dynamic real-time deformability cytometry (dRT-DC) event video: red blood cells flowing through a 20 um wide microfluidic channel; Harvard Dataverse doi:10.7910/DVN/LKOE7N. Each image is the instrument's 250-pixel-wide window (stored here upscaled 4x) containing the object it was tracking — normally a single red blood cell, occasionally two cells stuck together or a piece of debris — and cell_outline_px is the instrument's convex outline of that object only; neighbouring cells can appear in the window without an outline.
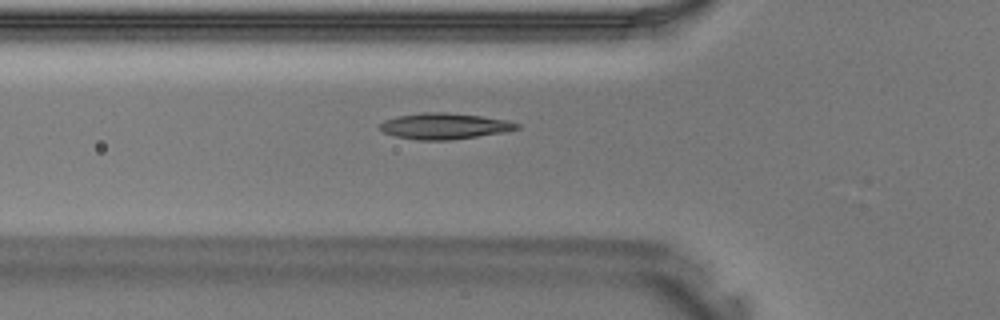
{"species": "Egyptian fruit bat (a non-hibernating species)", "species_latin": "Rousettus aegyptiacus", "temperature_condition": "warm", "stored_images_in_passage": 28, "camera_frame_rate_fps": 3000, "um_per_image_px": 0.085, "animal": {"sex": "male"}, "frame": {"image": 1, "passage_image": 4, "time_ms": 1.0, "image_size_px": [1000, 320], "cell_outline_px": [[520, 128], [504, 132], [448, 140], [416, 140], [396, 136], [384, 132], [380, 128], [380, 124], [384, 120], [396, 116], [420, 112], [448, 112], [480, 116], [508, 120], [520, 124]], "centroid_in_image_um": [37.77, 10.71], "position_along_channel_um": 88.0, "area_um2": 20.75}}
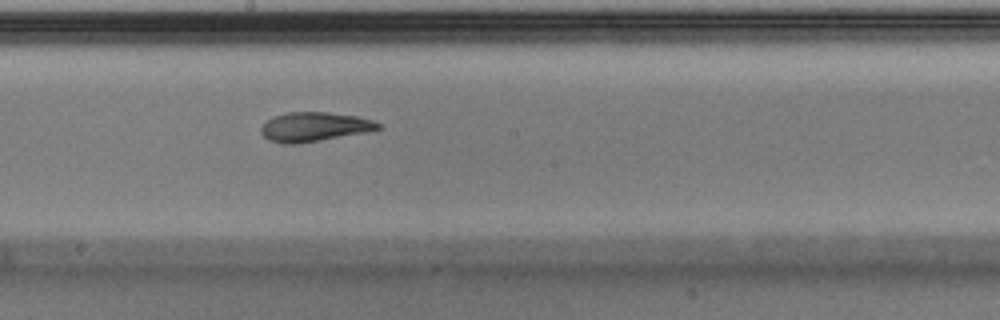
{"frame": {"image": 2, "passage_image": 12, "time_ms": 3.667, "image_size_px": [1000, 320], "cell_outline_px": [[380, 128], [368, 132], [296, 144], [284, 144], [268, 140], [260, 132], [260, 128], [268, 120], [276, 116], [288, 112], [328, 112], [356, 116], [372, 120], [380, 124]], "centroid_in_image_um": [26.71, 10.79], "position_along_channel_um": 221.5, "area_um2": 19.83}}
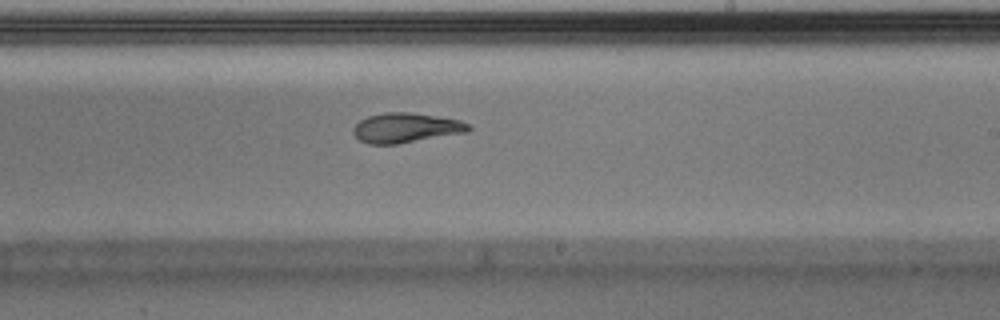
{"frame": {"image": 3, "passage_image": 14, "time_ms": 4.333, "image_size_px": [1000, 320], "cell_outline_px": [[472, 128], [468, 132], [396, 144], [368, 144], [360, 140], [352, 132], [352, 128], [360, 120], [368, 116], [384, 112], [412, 112], [460, 120], [468, 124]], "centroid_in_image_um": [34.49, 10.86], "position_along_channel_um": 254.5, "area_um2": 20.0}}